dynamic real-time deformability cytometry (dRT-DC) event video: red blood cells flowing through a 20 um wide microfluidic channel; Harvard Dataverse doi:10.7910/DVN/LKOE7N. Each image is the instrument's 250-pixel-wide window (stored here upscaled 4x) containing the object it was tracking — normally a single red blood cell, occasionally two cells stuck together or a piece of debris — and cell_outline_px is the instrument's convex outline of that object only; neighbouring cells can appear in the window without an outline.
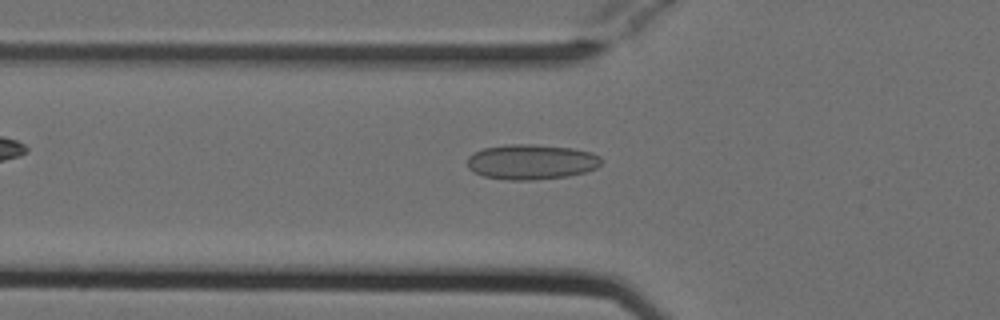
{"species": "Egyptian fruit bat (a non-hibernating species)", "species_latin": "Rousettus aegyptiacus", "temperature_condition": "cold", "stored_images_in_passage": 38, "camera_frame_rate_fps": 3000, "um_per_image_px": 0.085, "animal": {"sex": "female"}, "frame": {"image": 1, "passage_image": 3, "time_ms": 0.667, "image_size_px": [1000, 320], "cell_outline_px": [[604, 160], [596, 168], [584, 172], [568, 176], [532, 180], [504, 180], [484, 176], [468, 168], [468, 156], [484, 148], [508, 144], [532, 144], [572, 148], [592, 152], [600, 156]], "centroid_in_image_um": [45.19, 13.76], "position_along_channel_um": 80.6, "area_um2": 27.46}}
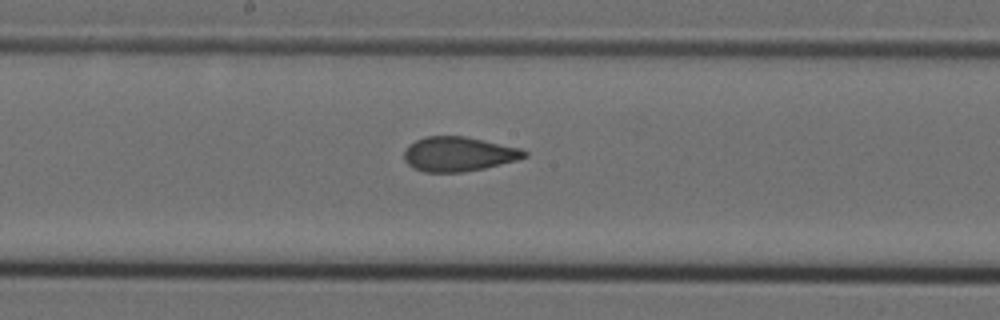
{"frame": {"image": 2, "passage_image": 13, "time_ms": 4.0, "image_size_px": [1000, 320], "cell_outline_px": [[528, 156], [516, 160], [484, 168], [460, 172], [424, 172], [412, 168], [404, 160], [404, 152], [408, 144], [424, 136], [464, 136], [520, 148], [528, 152]], "centroid_in_image_um": [38.94, 13.09], "position_along_channel_um": 209.3, "area_um2": 24.16}}
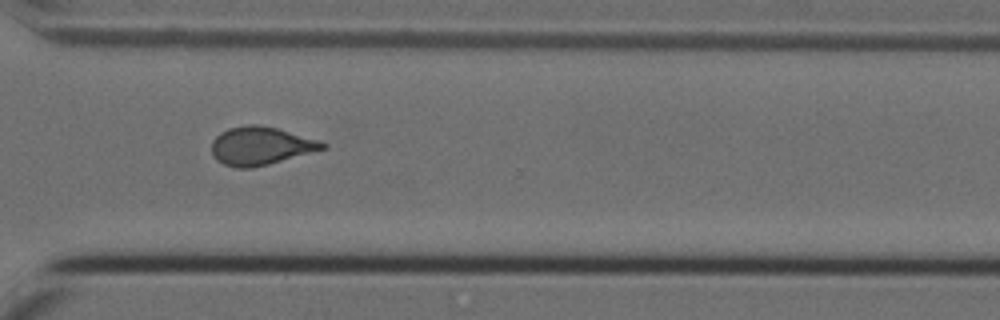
{"frame": {"image": 3, "passage_image": 24, "time_ms": 7.667, "image_size_px": [1000, 320], "cell_outline_px": [[328, 148], [268, 164], [252, 168], [236, 168], [224, 164], [216, 160], [212, 156], [212, 140], [220, 132], [228, 128], [248, 124], [260, 124], [276, 128], [320, 140], [328, 144]], "centroid_in_image_um": [22.15, 12.39], "position_along_channel_um": 348.4, "area_um2": 24.85}, "authors_computed_cell_mechanics": {"area_um2": 24.3916, "velocity_mm_per_s": 3.8249, "shape_relaxation_time_tau1_ms": null, "shape_relaxation_time_tau2_ms": 1.4506, "deformation_change_tau1": null, "deformation_change_tau2": 0.0742}}